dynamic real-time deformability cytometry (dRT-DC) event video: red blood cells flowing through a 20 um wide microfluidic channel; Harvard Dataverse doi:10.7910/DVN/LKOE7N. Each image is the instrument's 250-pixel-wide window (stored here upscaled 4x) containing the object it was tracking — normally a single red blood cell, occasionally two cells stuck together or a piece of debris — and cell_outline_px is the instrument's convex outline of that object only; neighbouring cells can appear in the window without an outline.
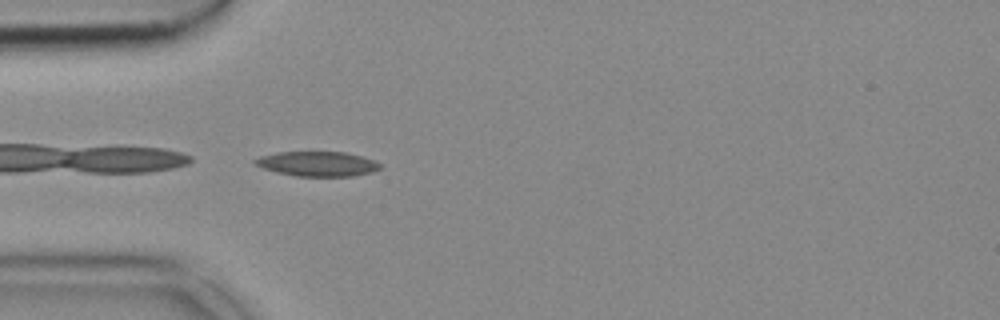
{"species": "common noctule bat (a hibernating species)", "species_latin": "Nyctalus noctula", "temperature_condition": "cold", "stored_images_in_passage": 39, "camera_frame_rate_fps": 3000, "um_per_image_px": 0.085, "animal": {"sex": "female", "body_mass_g": 18.4}, "frame": {"image": 1, "passage_image": 1, "time_ms": 0.0, "image_size_px": [1000, 320], "cell_outline_px": [[384, 168], [372, 172], [352, 176], [296, 176], [276, 172], [264, 168], [256, 164], [252, 160], [260, 156], [276, 152], [344, 152], [376, 160]], "centroid_in_image_um": [27.01, 13.92], "position_along_channel_um": 58.0, "area_um2": 18.09}}
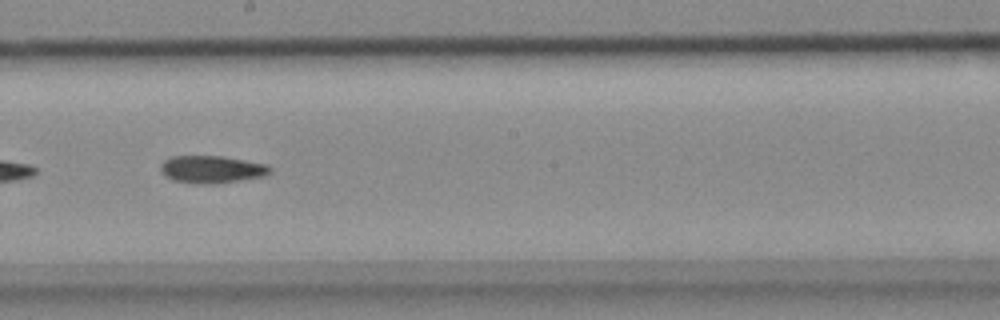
{"frame": {"image": 2, "passage_image": 15, "time_ms": 4.667, "image_size_px": [1000, 320], "cell_outline_px": [[272, 172], [260, 176], [212, 184], [204, 184], [172, 180], [164, 176], [160, 168], [160, 164], [164, 160], [172, 156], [220, 156], [268, 164], [272, 168]], "centroid_in_image_um": [17.96, 14.38], "position_along_channel_um": 230.2, "area_um2": 17.28}}
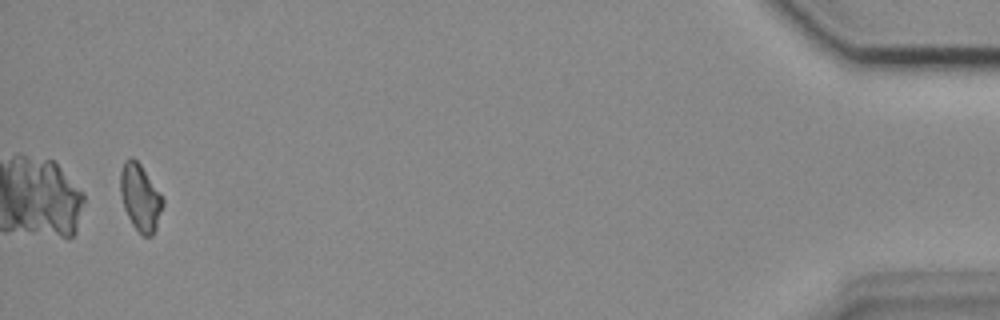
{"frame": {"image": 3, "passage_image": 37, "time_ms": 12.0, "image_size_px": [1000, 320], "cell_outline_px": [[164, 204], [156, 228], [152, 236], [144, 236], [132, 224], [124, 208], [120, 196], [120, 172], [124, 160], [132, 156], [140, 164], [164, 200]], "centroid_in_image_um": [11.9, 16.78], "position_along_channel_um": 423.3, "area_um2": 16.36}}